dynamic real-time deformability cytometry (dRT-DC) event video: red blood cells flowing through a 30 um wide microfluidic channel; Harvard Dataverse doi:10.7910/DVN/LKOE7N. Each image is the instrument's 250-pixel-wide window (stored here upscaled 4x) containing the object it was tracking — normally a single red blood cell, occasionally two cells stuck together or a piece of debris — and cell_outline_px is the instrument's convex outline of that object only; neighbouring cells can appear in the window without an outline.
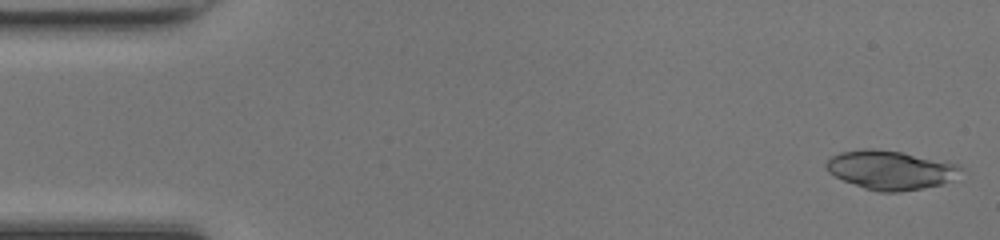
{"species": "common noctule bat (a hibernating species)", "species_latin": "Nyctalus noctula", "temperature_condition": "room temperature", "stored_images_in_passage": 47, "segment_of_instrument_passage": [1, 2], "camera_frame_rate_fps": 3000, "um_per_image_px": 0.085, "animal": {"sex": "female", "body_mass_g": 17.0, "forearm_length_mm": 48.0}, "frame": {"image": 1, "passage_image": 1, "time_ms": 0.0, "image_size_px": [1000, 240], "cell_outline_px": [[964, 168], [944, 184], [924, 188], [900, 192], [880, 192], [864, 188], [844, 180], [828, 172], [824, 168], [824, 164], [832, 156], [840, 152], [864, 148], [872, 148], [900, 152], [944, 160], [960, 164]], "centroid_in_image_um": [75.69, 14.44], "position_along_channel_um": 9.3, "area_um2": 30.63}}